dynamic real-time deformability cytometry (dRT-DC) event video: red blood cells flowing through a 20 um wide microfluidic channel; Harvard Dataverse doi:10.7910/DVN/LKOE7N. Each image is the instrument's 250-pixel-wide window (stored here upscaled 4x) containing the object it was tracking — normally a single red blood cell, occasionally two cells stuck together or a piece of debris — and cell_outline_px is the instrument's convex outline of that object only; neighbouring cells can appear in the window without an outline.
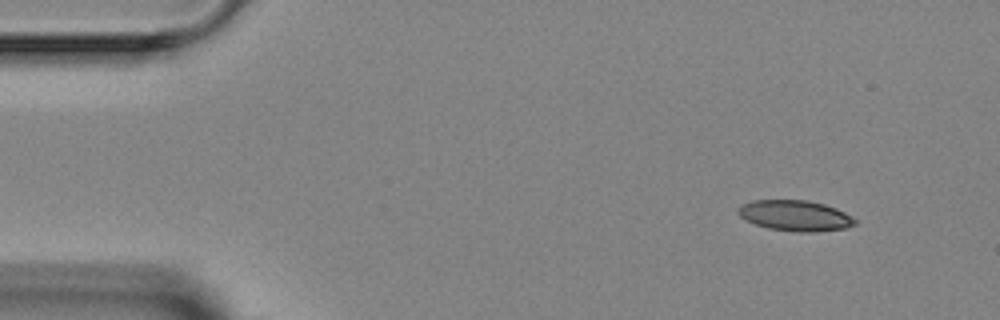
{"species": "Egyptian fruit bat (a non-hibernating species)", "species_latin": "Rousettus aegyptiacus", "temperature_condition": "room temperature", "stored_images_in_passage": 3, "camera_frame_rate_fps": 3000, "um_per_image_px": 0.085, "animal": {"sex": "female"}, "frame": {"image": 1, "passage_image": 1, "time_ms": 0.0, "image_size_px": [1000, 320], "cell_outline_px": [[856, 224], [844, 228], [816, 232], [796, 232], [768, 228], [756, 224], [740, 216], [736, 212], [744, 204], [752, 200], [804, 200], [824, 204], [836, 208], [844, 212], [856, 220]], "centroid_in_image_um": [67.6, 18.33], "position_along_channel_um": 17.4, "area_um2": 20.63}}
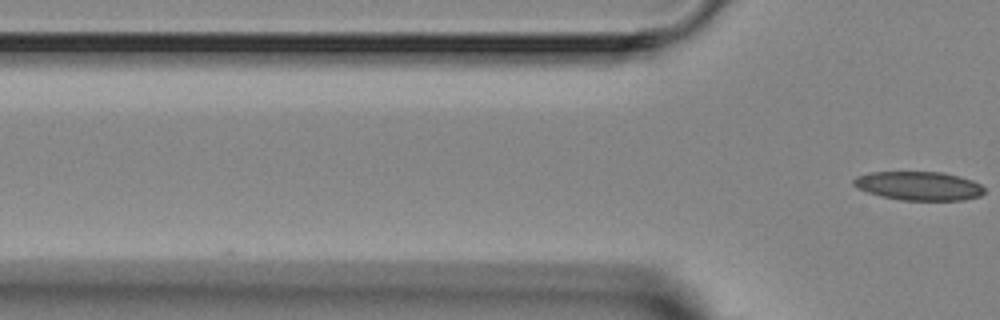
{"frame": {"image": 2, "passage_image": 3, "time_ms": 2.667, "image_size_px": [1000, 320], "cell_outline_px": [[984, 192], [980, 196], [964, 200], [900, 200], [880, 196], [856, 188], [852, 184], [852, 180], [856, 176], [868, 172], [940, 172], [960, 176], [972, 180], [980, 184], [984, 188]], "centroid_in_image_um": [78.06, 15.8], "position_along_channel_um": 47.7, "area_um2": 22.08}}